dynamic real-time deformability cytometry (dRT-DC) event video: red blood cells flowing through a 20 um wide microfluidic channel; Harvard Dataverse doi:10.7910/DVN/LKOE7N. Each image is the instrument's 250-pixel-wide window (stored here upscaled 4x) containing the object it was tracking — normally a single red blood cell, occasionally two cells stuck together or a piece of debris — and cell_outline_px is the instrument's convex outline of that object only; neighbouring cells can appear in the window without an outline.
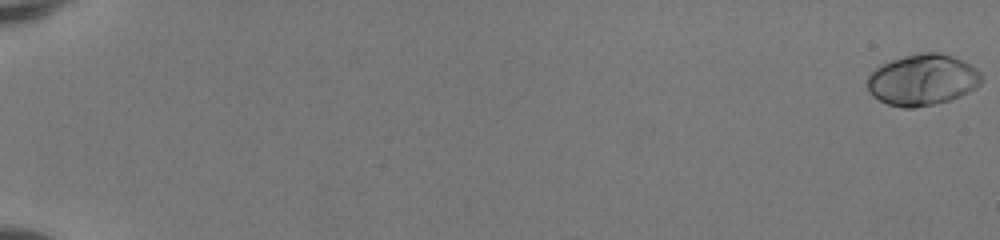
{"species": "human", "species_latin": "Homo sapiens", "temperature_condition": "room temperature", "stored_images_in_passage": 53, "camera_frame_rate_fps": 3000, "um_per_image_px": 0.085, "donor": {"sex": "female"}, "frame": {"image": 1, "passage_image": 1, "time_ms": 0.0, "image_size_px": [1000, 240], "cell_outline_px": [[984, 76], [980, 84], [976, 88], [960, 96], [948, 100], [932, 104], [912, 108], [904, 108], [888, 104], [872, 96], [868, 92], [868, 76], [880, 64], [904, 56], [920, 52], [940, 52], [952, 56], [976, 68]], "centroid_in_image_um": [78.41, 6.78], "position_along_channel_um": 6.6, "area_um2": 33.99}}
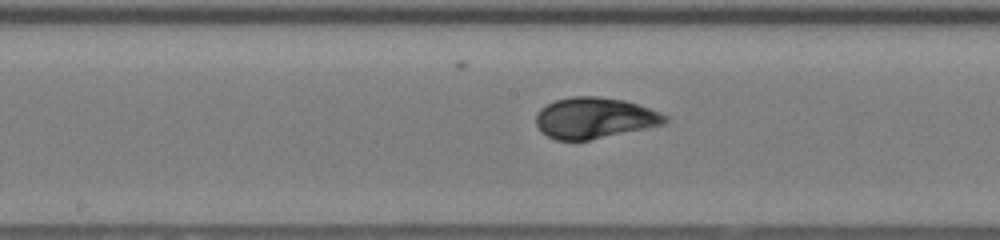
{"frame": {"image": 2, "passage_image": 31, "time_ms": 10.0, "image_size_px": [1000, 240], "cell_outline_px": [[668, 120], [664, 124], [588, 140], [556, 140], [540, 132], [536, 124], [536, 112], [540, 108], [556, 100], [572, 96], [600, 96], [624, 100], [660, 112], [668, 116]], "centroid_in_image_um": [50.5, 10.02], "position_along_channel_um": 197.7, "area_um2": 30.69}}
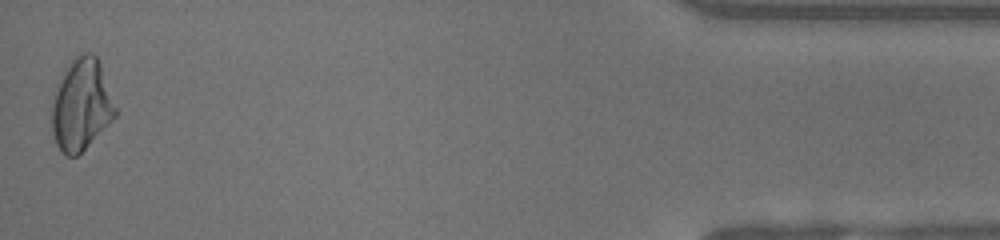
{"frame": {"image": 3, "passage_image": 53, "time_ms": 17.333, "image_size_px": [1000, 240], "cell_outline_px": [[120, 112], [76, 156], [64, 156], [56, 144], [52, 132], [48, 108], [64, 72], [72, 56], [76, 52], [92, 52], [96, 56], [100, 64]], "centroid_in_image_um": [6.9, 8.88], "position_along_channel_um": 428.3, "area_um2": 34.56}, "authors_computed_cell_mechanics": {"area_um2": 31.212, "velocity_mm_per_s": 4.1178, "shape_relaxation_time_tau1_ms": 3.1246, "shape_relaxation_time_tau2_ms": null, "deformation_change_tau1": 0.1881, "deformation_change_tau2": null}}